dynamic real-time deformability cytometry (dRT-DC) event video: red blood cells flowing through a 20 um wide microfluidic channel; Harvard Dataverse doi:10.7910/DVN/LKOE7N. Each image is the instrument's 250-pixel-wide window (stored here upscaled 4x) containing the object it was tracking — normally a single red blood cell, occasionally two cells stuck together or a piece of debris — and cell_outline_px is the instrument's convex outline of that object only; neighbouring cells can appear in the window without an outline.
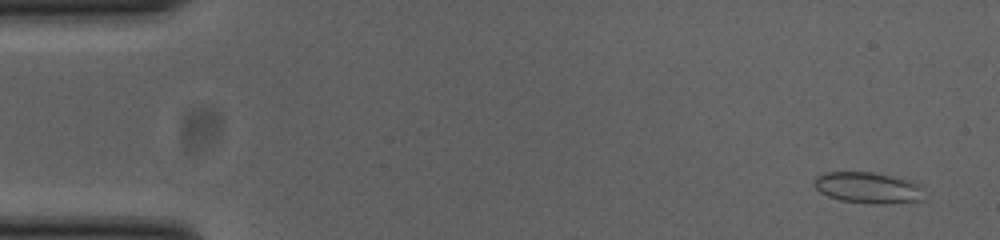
{"species": "common noctule bat (a hibernating species)", "species_latin": "Nyctalus noctula", "temperature_condition": "cold", "stored_images_in_passage": 48, "camera_frame_rate_fps": 3000, "um_per_image_px": 0.085, "animal": {"sex": "female", "body_mass_g": 23.0, "forearm_length_mm": 53.4}, "frame": {"image": 1, "passage_image": 3, "time_ms": 0.667, "image_size_px": [1000, 240], "cell_outline_px": [[928, 200], [880, 204], [872, 204], [840, 200], [828, 196], [820, 192], [812, 184], [816, 176], [824, 172], [872, 172], [908, 180], [916, 184], [920, 188]], "centroid_in_image_um": [73.76, 15.97], "position_along_channel_um": 11.2, "area_um2": 20.0}}
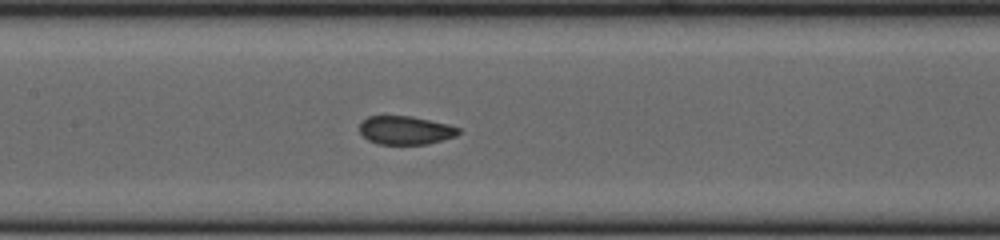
{"frame": {"image": 2, "passage_image": 25, "time_ms": 8.0, "image_size_px": [1000, 240], "cell_outline_px": [[460, 132], [456, 136], [424, 144], [380, 144], [368, 140], [360, 132], [360, 120], [368, 116], [412, 116], [448, 124], [460, 128]], "centroid_in_image_um": [34.44, 11.06], "position_along_channel_um": 173.0, "area_um2": 16.36}}
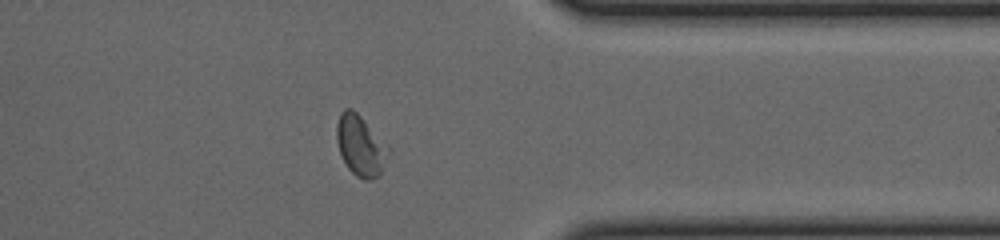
{"frame": {"image": 3, "passage_image": 42, "time_ms": 13.667, "image_size_px": [1000, 240], "cell_outline_px": [[392, 152], [380, 176], [368, 180], [364, 180], [356, 176], [348, 168], [340, 152], [336, 140], [336, 124], [340, 112], [344, 108], [352, 108], [360, 116]], "centroid_in_image_um": [30.65, 12.4], "position_along_channel_um": 380.8, "area_um2": 18.26}}